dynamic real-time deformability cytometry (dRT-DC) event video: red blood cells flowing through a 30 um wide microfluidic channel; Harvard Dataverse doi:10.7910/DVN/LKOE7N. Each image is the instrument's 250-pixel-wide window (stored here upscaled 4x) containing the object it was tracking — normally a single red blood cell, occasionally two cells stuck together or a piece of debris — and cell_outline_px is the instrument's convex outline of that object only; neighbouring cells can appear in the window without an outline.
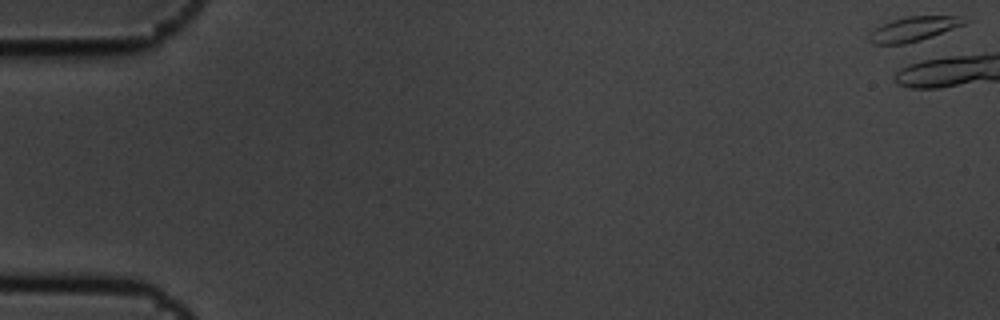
{"species": "common noctule bat (a hibernating species)", "species_latin": "Nyctalus noctula", "temperature_condition": "cold", "stored_images_in_passage": 1, "camera_frame_rate_fps": 3000, "um_per_image_px": 0.085, "animal": {"sex": "male", "body_mass_g": 19.5, "forearm_length_mm": 54.6}, "frame": {"image": 1, "passage_image": 1, "time_ms": 0.0, "image_size_px": [1000, 320], "cell_outline_px": [[972, 20], [964, 24], [932, 36], [920, 40], [904, 44], [872, 44], [868, 40], [868, 36], [876, 28], [892, 20], [908, 16], [960, 16]], "centroid_in_image_um": [77.68, 2.46], "position_along_channel_um": 7.3, "area_um2": 13.47}}